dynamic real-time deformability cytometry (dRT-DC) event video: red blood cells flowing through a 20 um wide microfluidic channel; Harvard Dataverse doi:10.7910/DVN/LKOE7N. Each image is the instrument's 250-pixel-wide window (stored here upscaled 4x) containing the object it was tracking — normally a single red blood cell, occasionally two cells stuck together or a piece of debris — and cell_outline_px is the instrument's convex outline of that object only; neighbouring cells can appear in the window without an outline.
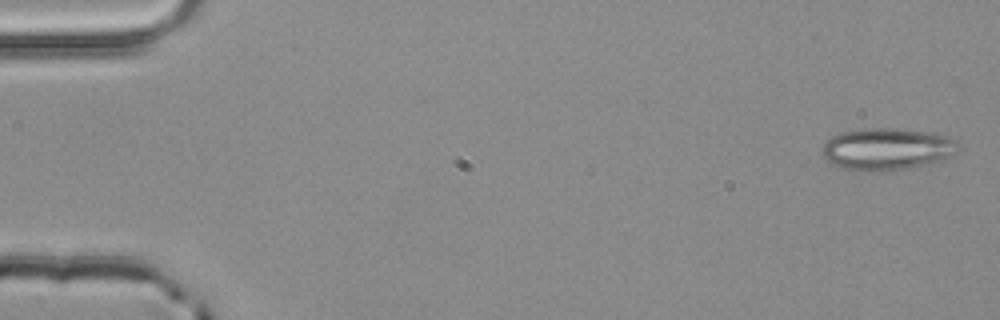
{"species": "common noctule bat (a hibernating species)", "species_latin": "Nyctalus noctula", "temperature_condition": "room temperature", "stored_images_in_passage": 4, "segment_of_instrument_passage": [1, 2], "camera_frame_rate_fps": 3000, "um_per_image_px": 0.085, "animal": {"sex": "male", "body_mass_g": 20.4}, "frame": {"image": 1, "passage_image": 1, "time_ms": 0.0, "image_size_px": [1000, 320], "cell_outline_px": [[960, 148], [952, 156], [940, 160], [908, 168], [884, 172], [864, 172], [844, 168], [832, 164], [824, 156], [824, 144], [832, 136], [844, 132], [872, 128], [888, 128], [928, 132], [944, 136], [956, 140], [960, 144]], "centroid_in_image_um": [75.42, 12.69], "position_along_channel_um": 9.6, "area_um2": 33.0}}